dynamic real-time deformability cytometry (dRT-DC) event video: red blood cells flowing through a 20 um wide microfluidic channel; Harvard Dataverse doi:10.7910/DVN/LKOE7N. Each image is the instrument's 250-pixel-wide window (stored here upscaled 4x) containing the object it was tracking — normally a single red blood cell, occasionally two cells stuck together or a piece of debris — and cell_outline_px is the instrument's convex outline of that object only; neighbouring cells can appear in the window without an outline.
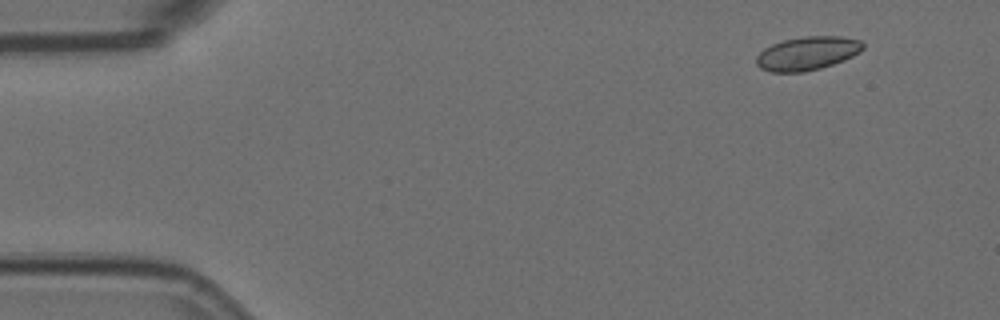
{"species": "Egyptian fruit bat (a non-hibernating species)", "species_latin": "Rousettus aegyptiacus", "temperature_condition": "room temperature", "stored_images_in_passage": 5, "segment_of_instrument_passage": [2, 2], "camera_frame_rate_fps": 3000, "um_per_image_px": 0.085, "animal": {"sex": "female"}, "frame": {"image": 1, "passage_image": 5, "time_ms": 1.333, "image_size_px": [1000, 320], "cell_outline_px": [[864, 48], [860, 52], [844, 60], [820, 68], [804, 72], [772, 72], [760, 68], [756, 64], [756, 56], [764, 48], [772, 44], [784, 40], [804, 36], [840, 36], [860, 40], [864, 44]], "centroid_in_image_um": [68.62, 4.53], "position_along_channel_um": 16.4, "area_um2": 20.87}}